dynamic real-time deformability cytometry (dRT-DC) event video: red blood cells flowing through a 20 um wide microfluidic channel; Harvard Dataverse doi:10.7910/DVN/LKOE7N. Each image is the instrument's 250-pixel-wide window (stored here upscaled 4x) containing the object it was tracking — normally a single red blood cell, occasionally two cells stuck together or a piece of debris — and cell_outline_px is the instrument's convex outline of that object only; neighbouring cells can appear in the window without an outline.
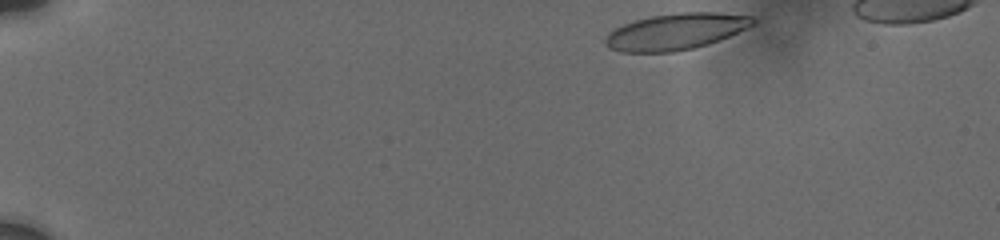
{"species": "human", "species_latin": "Homo sapiens", "temperature_condition": "cold", "stored_images_in_passage": 36, "camera_frame_rate_fps": 3000, "um_per_image_px": 0.085, "donor": {"sex": "male"}, "frame": {"image": 1, "passage_image": 1, "time_ms": 0.0, "image_size_px": [1000, 240], "cell_outline_px": [[756, 24], [720, 40], [708, 44], [692, 48], [672, 52], [620, 52], [608, 48], [604, 44], [604, 40], [608, 32], [624, 24], [636, 20], [652, 16], [680, 12], [720, 12], [752, 16], [756, 20]], "centroid_in_image_um": [57.45, 2.68], "position_along_channel_um": 27.5, "area_um2": 31.39}}
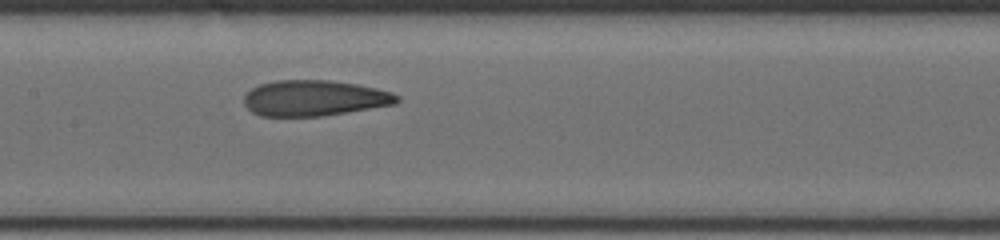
{"frame": {"image": 2, "passage_image": 22, "time_ms": 7.0, "image_size_px": [1000, 240], "cell_outline_px": [[400, 100], [396, 104], [320, 116], [260, 116], [252, 112], [244, 104], [244, 96], [252, 88], [260, 84], [276, 80], [328, 80], [356, 84], [376, 88], [392, 92], [400, 96]], "centroid_in_image_um": [26.72, 8.33], "position_along_channel_um": 180.7, "area_um2": 31.79}}
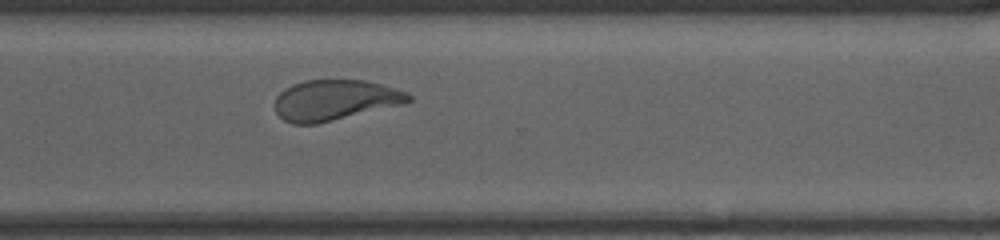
{"frame": {"image": 3, "passage_image": 35, "time_ms": 11.333, "image_size_px": [1000, 240], "cell_outline_px": [[412, 100], [316, 124], [292, 124], [284, 120], [276, 112], [276, 96], [284, 88], [292, 84], [304, 80], [364, 80], [380, 84], [404, 92], [412, 96]], "centroid_in_image_um": [28.36, 8.49], "position_along_channel_um": 342.2, "area_um2": 30.69}}